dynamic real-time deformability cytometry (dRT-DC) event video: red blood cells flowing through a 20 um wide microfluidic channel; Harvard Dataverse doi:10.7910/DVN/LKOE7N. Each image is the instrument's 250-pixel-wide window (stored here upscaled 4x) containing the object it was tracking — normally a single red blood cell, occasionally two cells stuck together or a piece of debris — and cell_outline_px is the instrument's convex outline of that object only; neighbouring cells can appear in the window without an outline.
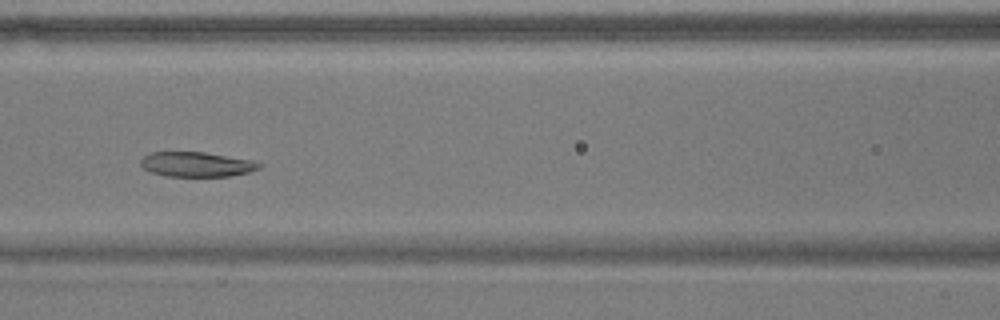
{"species": "common noctule bat (a hibernating species)", "species_latin": "Nyctalus noctula", "temperature_condition": "warm", "stored_images_in_passage": 53, "camera_frame_rate_fps": 3000, "um_per_image_px": 0.085, "animal": {"sex": "male", "body_mass_g": 17.9}, "frame": {"image": 1, "passage_image": 22, "time_ms": 7.0, "image_size_px": [1000, 320], "cell_outline_px": [[260, 168], [248, 172], [228, 176], [164, 176], [152, 172], [144, 168], [140, 164], [140, 160], [144, 156], [152, 152], [204, 152], [252, 160], [260, 164]], "centroid_in_image_um": [16.68, 13.97], "position_along_channel_um": 149.9, "area_um2": 16.94}}
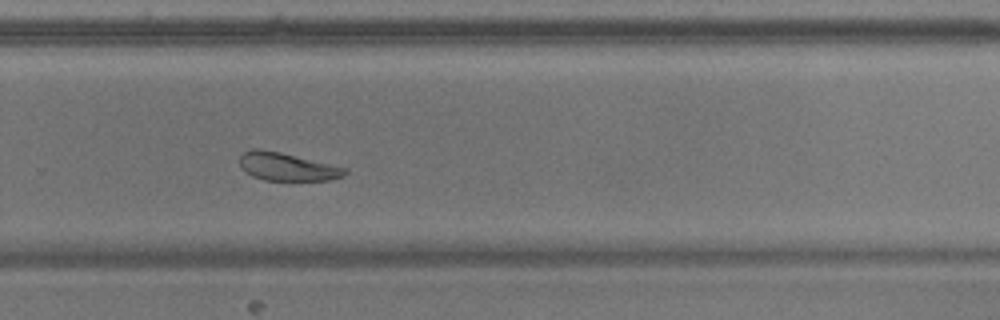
{"frame": {"image": 2, "passage_image": 35, "time_ms": 11.333, "image_size_px": [1000, 320], "cell_outline_px": [[348, 172], [344, 176], [332, 180], [264, 180], [252, 176], [244, 172], [240, 168], [240, 156], [244, 152], [252, 148], [260, 148], [280, 152], [348, 168]], "centroid_in_image_um": [24.4, 14.17], "position_along_channel_um": 305.4, "area_um2": 17.34}}
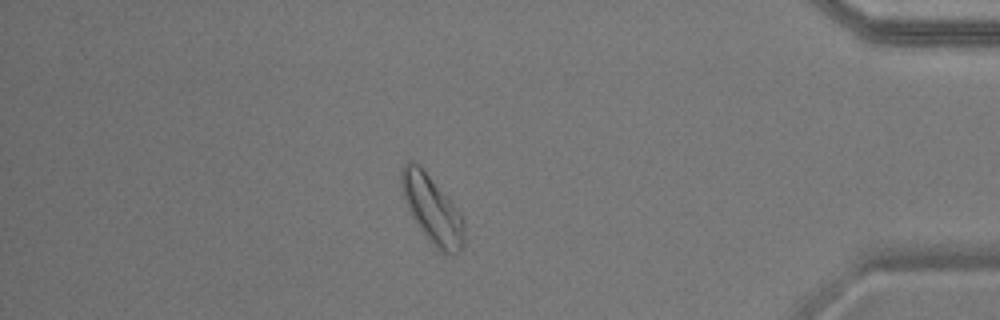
{"frame": {"image": 3, "passage_image": 46, "time_ms": 15.0, "image_size_px": [1000, 320], "cell_outline_px": [[464, 244], [460, 252], [444, 252], [436, 248], [420, 228], [408, 212], [400, 184], [400, 168], [408, 160], [412, 160], [420, 164], [460, 212], [464, 220]], "centroid_in_image_um": [36.7, 17.73], "position_along_channel_um": 398.5, "area_um2": 24.74}, "authors_computed_cell_mechanics": {"area_um2": 20.6924, "velocity_mm_per_s": 3.6009, "shape_relaxation_time_tau1_ms": 7.4383, "shape_relaxation_time_tau2_ms": null, "deformation_change_tau1": 0.142, "deformation_change_tau2": null}}